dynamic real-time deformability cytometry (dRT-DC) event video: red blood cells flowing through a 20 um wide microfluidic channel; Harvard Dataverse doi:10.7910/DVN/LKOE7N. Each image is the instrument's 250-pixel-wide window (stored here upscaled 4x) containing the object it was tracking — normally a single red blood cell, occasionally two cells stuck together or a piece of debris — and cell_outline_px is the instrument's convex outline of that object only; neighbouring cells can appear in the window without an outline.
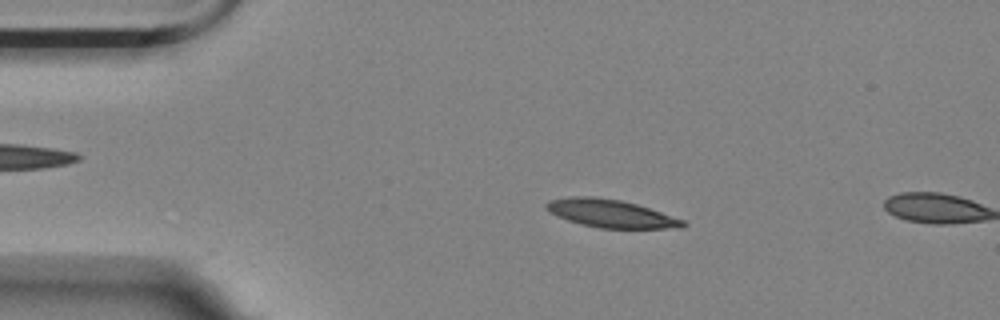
{"species": "Egyptian fruit bat (a non-hibernating species)", "species_latin": "Rousettus aegyptiacus", "temperature_condition": "room temperature", "stored_images_in_passage": 11, "camera_frame_rate_fps": 3000, "um_per_image_px": 0.085, "animal": {"sex": "female"}, "frame": {"image": 1, "passage_image": 10, "time_ms": 3.0, "image_size_px": [1000, 320], "cell_outline_px": [[688, 224], [684, 228], [600, 228], [580, 224], [556, 216], [544, 208], [544, 204], [548, 200], [568, 196], [596, 196], [620, 200], [636, 204], [684, 220]], "centroid_in_image_um": [51.86, 18.14], "position_along_channel_um": 33.1, "area_um2": 22.37}}